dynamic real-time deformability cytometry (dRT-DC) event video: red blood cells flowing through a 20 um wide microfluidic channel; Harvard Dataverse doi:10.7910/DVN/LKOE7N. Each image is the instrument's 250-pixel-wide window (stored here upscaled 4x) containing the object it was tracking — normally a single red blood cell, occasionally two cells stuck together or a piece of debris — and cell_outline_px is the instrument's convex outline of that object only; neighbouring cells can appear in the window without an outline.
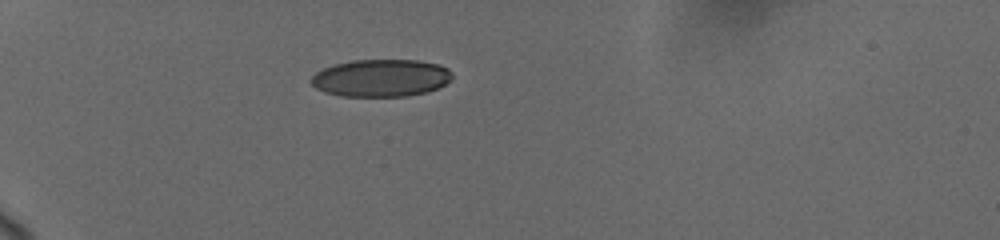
{"species": "human", "species_latin": "Homo sapiens", "temperature_condition": "cold", "stored_images_in_passage": 9, "camera_frame_rate_fps": 3000, "um_per_image_px": 0.085, "donor": {"sex": "female"}, "frame": {"image": 1, "passage_image": 1, "time_ms": 0.0, "image_size_px": [1000, 240], "cell_outline_px": [[452, 80], [436, 88], [424, 92], [404, 96], [340, 96], [324, 92], [316, 88], [308, 80], [316, 72], [332, 64], [352, 60], [416, 60], [436, 64], [448, 68], [452, 72]], "centroid_in_image_um": [32.34, 6.62], "position_along_channel_um": 52.7, "area_um2": 30.75}}
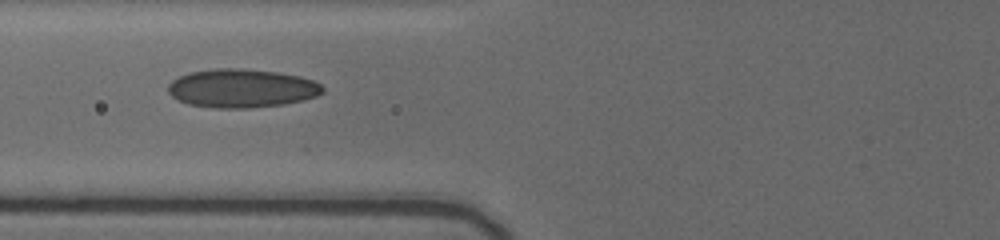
{"frame": {"image": 2, "passage_image": 6, "time_ms": 2.333, "image_size_px": [1000, 240], "cell_outline_px": [[324, 92], [316, 96], [304, 100], [284, 104], [248, 108], [212, 108], [188, 104], [172, 96], [168, 92], [168, 84], [172, 80], [188, 72], [216, 68], [240, 68], [276, 72], [300, 76], [312, 80], [320, 84], [324, 88]], "centroid_in_image_um": [20.54, 7.5], "position_along_channel_um": 105.3, "area_um2": 34.85}}
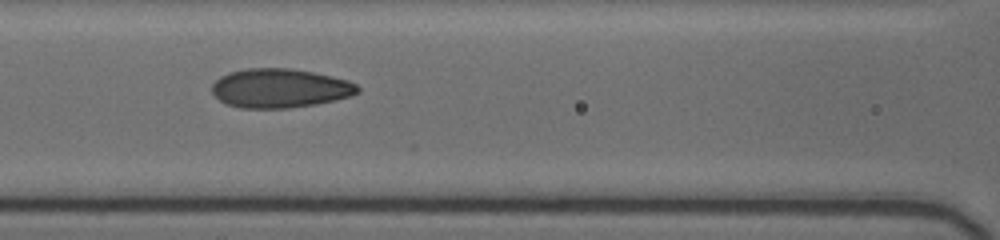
{"frame": {"image": 3, "passage_image": 8, "time_ms": 3.333, "image_size_px": [1000, 240], "cell_outline_px": [[360, 92], [352, 96], [336, 100], [316, 104], [288, 108], [240, 108], [224, 104], [212, 92], [212, 84], [220, 76], [228, 72], [248, 68], [292, 68], [332, 76], [348, 80], [356, 84], [360, 88]], "centroid_in_image_um": [23.8, 7.5], "position_along_channel_um": 142.8, "area_um2": 33.47}}